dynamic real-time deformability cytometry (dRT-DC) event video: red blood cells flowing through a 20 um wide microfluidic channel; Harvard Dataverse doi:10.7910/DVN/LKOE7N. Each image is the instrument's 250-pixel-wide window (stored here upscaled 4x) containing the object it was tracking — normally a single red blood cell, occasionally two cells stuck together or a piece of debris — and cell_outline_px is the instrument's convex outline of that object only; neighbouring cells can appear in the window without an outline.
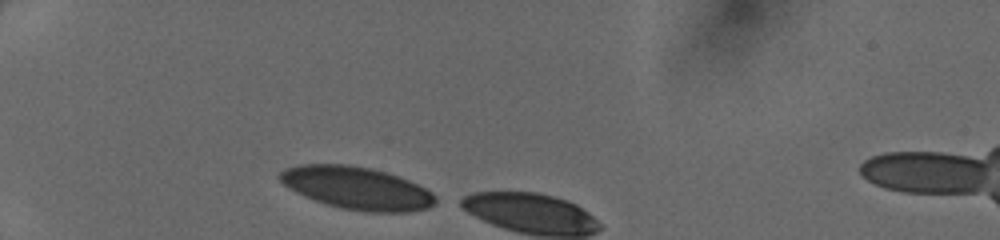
{"species": "human", "species_latin": "Homo sapiens", "temperature_condition": "cold", "stored_images_in_passage": 4, "camera_frame_rate_fps": 3000, "um_per_image_px": 0.085, "donor": {"sex": "female"}, "frame": {"image": 1, "passage_image": 1, "time_ms": 0.0, "image_size_px": [1000, 240], "cell_outline_px": [[436, 204], [428, 208], [408, 212], [368, 212], [340, 208], [304, 196], [288, 188], [276, 176], [284, 168], [300, 164], [348, 164], [372, 168], [400, 176], [432, 192], [436, 196]], "centroid_in_image_um": [30.32, 15.98], "position_along_channel_um": 54.7, "area_um2": 38.78}}